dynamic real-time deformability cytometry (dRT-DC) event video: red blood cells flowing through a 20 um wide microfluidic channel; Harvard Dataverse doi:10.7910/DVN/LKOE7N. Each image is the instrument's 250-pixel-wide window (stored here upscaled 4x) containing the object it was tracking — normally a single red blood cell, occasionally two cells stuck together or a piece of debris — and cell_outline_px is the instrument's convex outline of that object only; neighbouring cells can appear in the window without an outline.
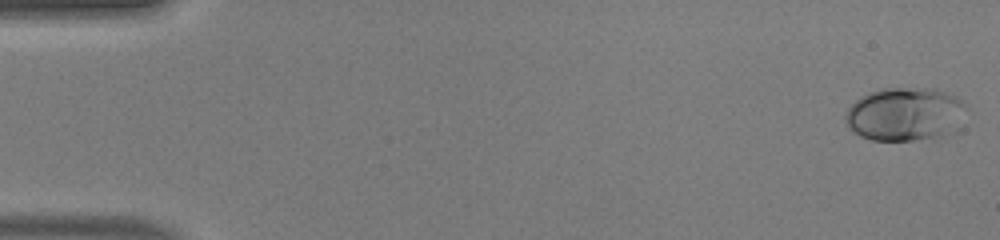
{"species": "human", "species_latin": "Homo sapiens", "temperature_condition": "warm", "stored_images_in_passage": 49, "camera_frame_rate_fps": 3000, "um_per_image_px": 0.085, "donor": {"sex": "male"}, "frame": {"image": 1, "passage_image": 1, "time_ms": 0.0, "image_size_px": [1000, 240], "cell_outline_px": [[968, 108], [948, 132], [940, 136], [912, 140], [872, 140], [860, 136], [848, 128], [844, 116], [848, 108], [856, 100], [868, 92], [884, 88], [936, 88], [956, 96], [964, 100]], "centroid_in_image_um": [76.88, 9.67], "position_along_channel_um": 8.1, "area_um2": 37.4}}
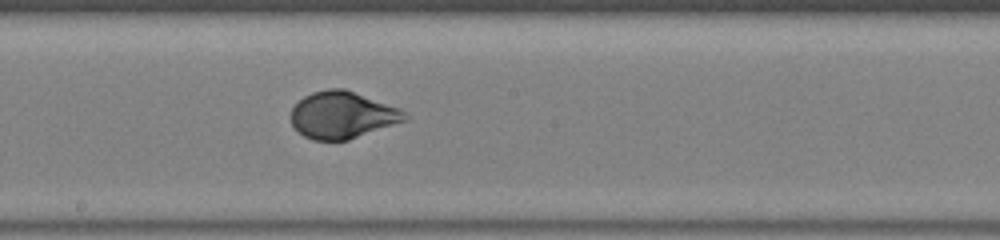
{"frame": {"image": 2, "passage_image": 27, "time_ms": 8.667, "image_size_px": [1000, 240], "cell_outline_px": [[408, 120], [348, 140], [312, 140], [304, 136], [292, 124], [288, 116], [292, 108], [304, 96], [312, 92], [328, 88], [344, 88], [400, 108], [408, 116]], "centroid_in_image_um": [29.09, 9.77], "position_along_channel_um": 219.1, "area_um2": 31.27}}
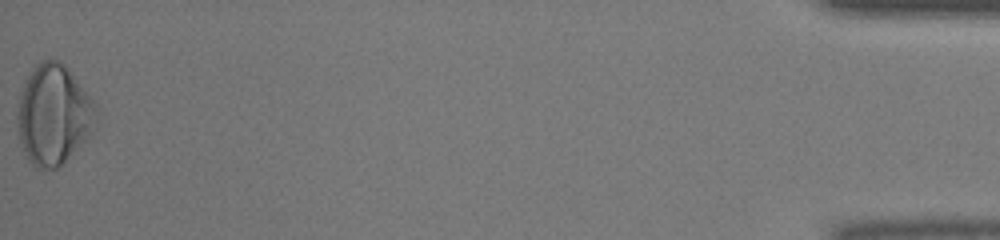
{"frame": {"image": 3, "passage_image": 49, "time_ms": 16.0, "image_size_px": [1000, 240], "cell_outline_px": [[100, 112], [92, 136], [56, 168], [36, 168], [28, 160], [24, 152], [20, 140], [16, 120], [16, 112], [20, 92], [32, 68], [40, 60], [56, 60], [64, 64], [68, 68], [96, 104]], "centroid_in_image_um": [4.58, 9.75], "position_along_channel_um": 430.6, "area_um2": 46.41}, "authors_computed_cell_mechanics": {"area_um2": 32.7726, "velocity_mm_per_s": 4.2194, "shape_relaxation_time_tau1_ms": 3.5277, "shape_relaxation_time_tau2_ms": null, "deformation_change_tau1": 0.1853, "deformation_change_tau2": null}}